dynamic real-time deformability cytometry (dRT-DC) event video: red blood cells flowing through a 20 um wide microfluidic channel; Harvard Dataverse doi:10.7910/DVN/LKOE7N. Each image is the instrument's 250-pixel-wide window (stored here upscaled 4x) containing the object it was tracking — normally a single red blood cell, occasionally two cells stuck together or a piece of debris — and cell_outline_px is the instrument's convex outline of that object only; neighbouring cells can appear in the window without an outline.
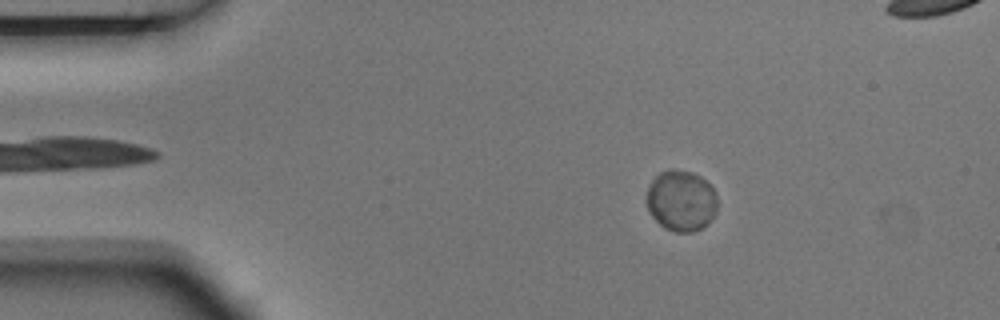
{"species": "Egyptian fruit bat (a non-hibernating species)", "species_latin": "Rousettus aegyptiacus", "temperature_condition": "room temperature", "stored_images_in_passage": 5, "segment_of_instrument_passage": [1, 2], "camera_frame_rate_fps": 3000, "um_per_image_px": 0.085, "animal": {"sex": "male"}, "frame": {"image": 1, "passage_image": 2, "time_ms": 0.333, "image_size_px": [1000, 320], "cell_outline_px": [[716, 212], [708, 224], [692, 232], [676, 232], [664, 228], [652, 216], [648, 208], [648, 184], [660, 172], [692, 172], [700, 176], [712, 184], [716, 192]], "centroid_in_image_um": [57.94, 17.09], "position_along_channel_um": 27.1, "area_um2": 24.8}}